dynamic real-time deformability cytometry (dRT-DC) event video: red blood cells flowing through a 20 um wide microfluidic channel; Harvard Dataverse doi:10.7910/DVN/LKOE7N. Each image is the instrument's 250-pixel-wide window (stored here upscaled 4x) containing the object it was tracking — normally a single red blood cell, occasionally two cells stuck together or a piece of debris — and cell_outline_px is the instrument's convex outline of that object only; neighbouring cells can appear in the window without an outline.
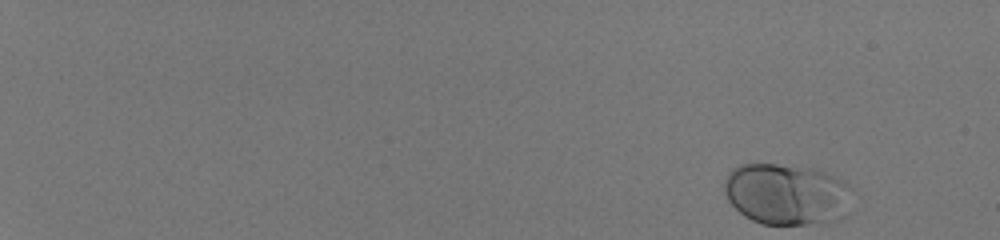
{"species": "human", "species_latin": "Homo sapiens", "temperature_condition": "room temperature", "stored_images_in_passage": 51, "camera_frame_rate_fps": 3000, "um_per_image_px": 0.085, "donor": {"sex": "male"}, "frame": {"image": 1, "passage_image": 1, "time_ms": 0.0, "image_size_px": [1000, 240], "cell_outline_px": [[852, 188], [844, 216], [840, 220], [808, 224], [760, 224], [744, 216], [728, 200], [724, 192], [724, 180], [728, 172], [732, 168], [740, 164], [776, 164], [816, 168], [828, 172], [844, 180]], "centroid_in_image_um": [66.86, 16.49], "position_along_channel_um": 18.1, "area_um2": 46.18}}
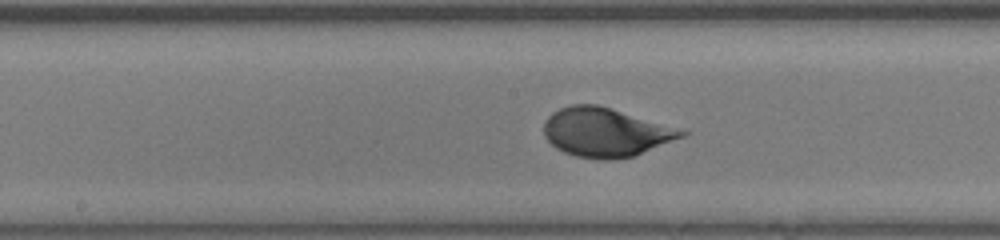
{"frame": {"image": 2, "passage_image": 30, "time_ms": 9.667, "image_size_px": [1000, 240], "cell_outline_px": [[688, 132], [684, 136], [632, 156], [608, 160], [600, 160], [576, 156], [564, 152], [556, 148], [544, 136], [544, 120], [552, 112], [560, 108], [572, 104], [596, 104]], "centroid_in_image_um": [51.38, 11.25], "position_along_channel_um": 196.8, "area_um2": 38.38}}
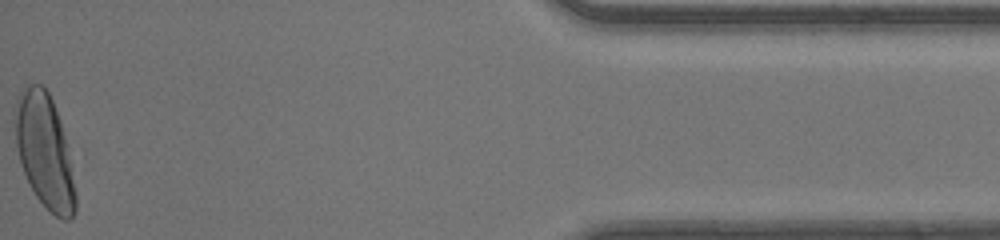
{"frame": {"image": 3, "passage_image": 51, "time_ms": 16.667, "image_size_px": [1000, 240], "cell_outline_px": [[76, 212], [68, 220], [60, 220], [36, 196], [20, 164], [16, 144], [12, 108], [24, 84], [40, 84], [48, 92], [52, 100], [60, 120], [68, 144], [76, 192]], "centroid_in_image_um": [3.78, 12.8], "position_along_channel_um": 431.4, "area_um2": 40.58}, "authors_computed_cell_mechanics": {"area_um2": 39.015, "velocity_mm_per_s": 4.1457, "shape_relaxation_time_tau1_ms": 2.973, "shape_relaxation_time_tau2_ms": null, "deformation_change_tau1": 0.1593, "deformation_change_tau2": null}}